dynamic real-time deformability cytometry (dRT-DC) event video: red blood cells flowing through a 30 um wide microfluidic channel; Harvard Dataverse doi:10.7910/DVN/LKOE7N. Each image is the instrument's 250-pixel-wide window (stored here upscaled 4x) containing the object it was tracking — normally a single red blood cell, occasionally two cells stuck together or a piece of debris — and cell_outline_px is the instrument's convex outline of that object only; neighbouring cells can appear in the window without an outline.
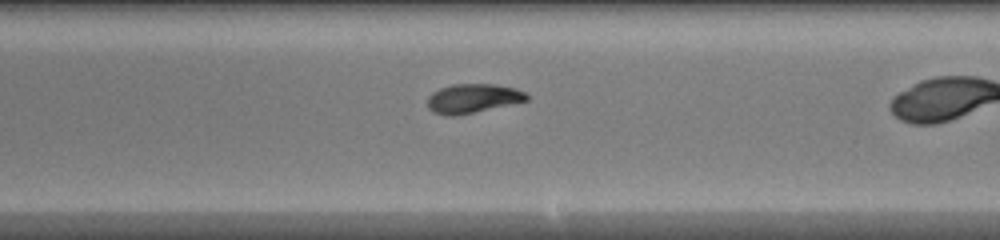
{"species": "common noctule bat (a hibernating species)", "species_latin": "Nyctalus noctula", "temperature_condition": "warm", "stored_images_in_passage": 34, "camera_frame_rate_fps": 3000, "um_per_image_px": 0.085, "animal": {"sex": "female", "body_mass_g": 20.0, "forearm_length_mm": 54.0}, "frame": {"image": 1, "passage_image": 25, "time_ms": 8.0, "image_size_px": [1000, 240], "cell_outline_px": [[528, 100], [456, 116], [444, 116], [432, 112], [428, 108], [428, 96], [432, 92], [440, 88], [452, 84], [496, 84], [516, 88], [524, 92], [528, 96]], "centroid_in_image_um": [40.15, 8.36], "position_along_channel_um": 248.9, "area_um2": 16.88}}